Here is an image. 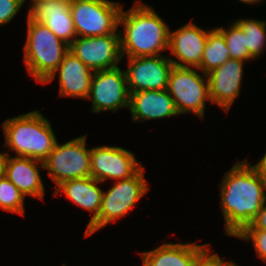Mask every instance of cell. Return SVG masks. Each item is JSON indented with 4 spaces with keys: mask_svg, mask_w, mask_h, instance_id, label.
Returning <instances> with one entry per match:
<instances>
[{
    "mask_svg": "<svg viewBox=\"0 0 266 266\" xmlns=\"http://www.w3.org/2000/svg\"><path fill=\"white\" fill-rule=\"evenodd\" d=\"M233 165L222 179L220 196L226 234L235 237L252 223L266 201V180L246 161Z\"/></svg>",
    "mask_w": 266,
    "mask_h": 266,
    "instance_id": "6da1fadb",
    "label": "cell"
},
{
    "mask_svg": "<svg viewBox=\"0 0 266 266\" xmlns=\"http://www.w3.org/2000/svg\"><path fill=\"white\" fill-rule=\"evenodd\" d=\"M127 12L121 9L119 24H123L121 33L122 58L140 56H160L161 51L169 48V27L154 12L152 7L137 3Z\"/></svg>",
    "mask_w": 266,
    "mask_h": 266,
    "instance_id": "7a4b0ae2",
    "label": "cell"
},
{
    "mask_svg": "<svg viewBox=\"0 0 266 266\" xmlns=\"http://www.w3.org/2000/svg\"><path fill=\"white\" fill-rule=\"evenodd\" d=\"M2 125L5 146L17 157L43 162L57 143L50 122L37 110L8 118Z\"/></svg>",
    "mask_w": 266,
    "mask_h": 266,
    "instance_id": "3957f363",
    "label": "cell"
},
{
    "mask_svg": "<svg viewBox=\"0 0 266 266\" xmlns=\"http://www.w3.org/2000/svg\"><path fill=\"white\" fill-rule=\"evenodd\" d=\"M27 40L24 61L28 72L37 82L44 83L57 69L69 45L47 26L27 18Z\"/></svg>",
    "mask_w": 266,
    "mask_h": 266,
    "instance_id": "277c9868",
    "label": "cell"
},
{
    "mask_svg": "<svg viewBox=\"0 0 266 266\" xmlns=\"http://www.w3.org/2000/svg\"><path fill=\"white\" fill-rule=\"evenodd\" d=\"M147 191L148 186L144 179L143 168L134 176L116 182L108 192H103L99 216L86 228L85 236L125 216Z\"/></svg>",
    "mask_w": 266,
    "mask_h": 266,
    "instance_id": "5b68a950",
    "label": "cell"
},
{
    "mask_svg": "<svg viewBox=\"0 0 266 266\" xmlns=\"http://www.w3.org/2000/svg\"><path fill=\"white\" fill-rule=\"evenodd\" d=\"M122 7L109 0H71L70 11L77 36L116 34Z\"/></svg>",
    "mask_w": 266,
    "mask_h": 266,
    "instance_id": "8992f818",
    "label": "cell"
},
{
    "mask_svg": "<svg viewBox=\"0 0 266 266\" xmlns=\"http://www.w3.org/2000/svg\"><path fill=\"white\" fill-rule=\"evenodd\" d=\"M43 164L57 186L67 180L91 176V149L86 148V137L62 145L57 142Z\"/></svg>",
    "mask_w": 266,
    "mask_h": 266,
    "instance_id": "52a82bcc",
    "label": "cell"
},
{
    "mask_svg": "<svg viewBox=\"0 0 266 266\" xmlns=\"http://www.w3.org/2000/svg\"><path fill=\"white\" fill-rule=\"evenodd\" d=\"M167 90L179 114L192 112L203 117L205 102L210 101L208 78L204 80L192 68L174 66L169 75Z\"/></svg>",
    "mask_w": 266,
    "mask_h": 266,
    "instance_id": "ba28073f",
    "label": "cell"
},
{
    "mask_svg": "<svg viewBox=\"0 0 266 266\" xmlns=\"http://www.w3.org/2000/svg\"><path fill=\"white\" fill-rule=\"evenodd\" d=\"M126 85V73L120 67L94 71L87 98L92 100V110L114 112L121 107H129L130 93Z\"/></svg>",
    "mask_w": 266,
    "mask_h": 266,
    "instance_id": "9c48e42d",
    "label": "cell"
},
{
    "mask_svg": "<svg viewBox=\"0 0 266 266\" xmlns=\"http://www.w3.org/2000/svg\"><path fill=\"white\" fill-rule=\"evenodd\" d=\"M120 34L76 38L69 51L92 71L112 69L122 59Z\"/></svg>",
    "mask_w": 266,
    "mask_h": 266,
    "instance_id": "30bf717a",
    "label": "cell"
},
{
    "mask_svg": "<svg viewBox=\"0 0 266 266\" xmlns=\"http://www.w3.org/2000/svg\"><path fill=\"white\" fill-rule=\"evenodd\" d=\"M162 56L128 58L129 68L125 73L129 93L167 89L174 64L171 59Z\"/></svg>",
    "mask_w": 266,
    "mask_h": 266,
    "instance_id": "8fae6325",
    "label": "cell"
},
{
    "mask_svg": "<svg viewBox=\"0 0 266 266\" xmlns=\"http://www.w3.org/2000/svg\"><path fill=\"white\" fill-rule=\"evenodd\" d=\"M141 168L134 154L127 149L114 146L91 148V177L100 182L109 178H130Z\"/></svg>",
    "mask_w": 266,
    "mask_h": 266,
    "instance_id": "7c38bea8",
    "label": "cell"
},
{
    "mask_svg": "<svg viewBox=\"0 0 266 266\" xmlns=\"http://www.w3.org/2000/svg\"><path fill=\"white\" fill-rule=\"evenodd\" d=\"M32 3L27 16L29 20L43 23L68 45L74 40L71 38H77L70 11L71 0H35Z\"/></svg>",
    "mask_w": 266,
    "mask_h": 266,
    "instance_id": "4fadbf2b",
    "label": "cell"
},
{
    "mask_svg": "<svg viewBox=\"0 0 266 266\" xmlns=\"http://www.w3.org/2000/svg\"><path fill=\"white\" fill-rule=\"evenodd\" d=\"M208 33L191 22L172 33L169 31L168 49L181 62L171 59L174 66L200 69Z\"/></svg>",
    "mask_w": 266,
    "mask_h": 266,
    "instance_id": "5bb4252c",
    "label": "cell"
},
{
    "mask_svg": "<svg viewBox=\"0 0 266 266\" xmlns=\"http://www.w3.org/2000/svg\"><path fill=\"white\" fill-rule=\"evenodd\" d=\"M243 62L229 59L220 67L210 71L208 77L210 102L218 104L225 111L238 97L243 74Z\"/></svg>",
    "mask_w": 266,
    "mask_h": 266,
    "instance_id": "9a60e30c",
    "label": "cell"
},
{
    "mask_svg": "<svg viewBox=\"0 0 266 266\" xmlns=\"http://www.w3.org/2000/svg\"><path fill=\"white\" fill-rule=\"evenodd\" d=\"M59 71L60 96L88 98L93 72L72 52L68 51L55 72L43 83L51 82Z\"/></svg>",
    "mask_w": 266,
    "mask_h": 266,
    "instance_id": "2e32d148",
    "label": "cell"
},
{
    "mask_svg": "<svg viewBox=\"0 0 266 266\" xmlns=\"http://www.w3.org/2000/svg\"><path fill=\"white\" fill-rule=\"evenodd\" d=\"M207 245L162 244L154 250L140 253L142 266H196L197 262L210 250Z\"/></svg>",
    "mask_w": 266,
    "mask_h": 266,
    "instance_id": "e0dca14e",
    "label": "cell"
},
{
    "mask_svg": "<svg viewBox=\"0 0 266 266\" xmlns=\"http://www.w3.org/2000/svg\"><path fill=\"white\" fill-rule=\"evenodd\" d=\"M129 109L133 121L143 122L179 115L168 90H145L130 93Z\"/></svg>",
    "mask_w": 266,
    "mask_h": 266,
    "instance_id": "ac0fdd59",
    "label": "cell"
},
{
    "mask_svg": "<svg viewBox=\"0 0 266 266\" xmlns=\"http://www.w3.org/2000/svg\"><path fill=\"white\" fill-rule=\"evenodd\" d=\"M9 154L5 164L7 177L25 196L30 195L42 199L45 193L44 185L39 174L37 162L44 169L42 161L27 157H12Z\"/></svg>",
    "mask_w": 266,
    "mask_h": 266,
    "instance_id": "d6986e66",
    "label": "cell"
},
{
    "mask_svg": "<svg viewBox=\"0 0 266 266\" xmlns=\"http://www.w3.org/2000/svg\"><path fill=\"white\" fill-rule=\"evenodd\" d=\"M98 183L101 182L91 176L71 179L58 185L54 192V194L57 195L60 191H63L66 197L75 204L88 211H93V215L87 224V228L98 218L101 208L103 191L96 185Z\"/></svg>",
    "mask_w": 266,
    "mask_h": 266,
    "instance_id": "ffe728a7",
    "label": "cell"
},
{
    "mask_svg": "<svg viewBox=\"0 0 266 266\" xmlns=\"http://www.w3.org/2000/svg\"><path fill=\"white\" fill-rule=\"evenodd\" d=\"M229 59V50L223 34L217 28L212 29L208 33L200 64L203 76L220 67Z\"/></svg>",
    "mask_w": 266,
    "mask_h": 266,
    "instance_id": "44dd1931",
    "label": "cell"
},
{
    "mask_svg": "<svg viewBox=\"0 0 266 266\" xmlns=\"http://www.w3.org/2000/svg\"><path fill=\"white\" fill-rule=\"evenodd\" d=\"M235 23L245 35L246 46L250 57L255 59L264 50L266 45V22L253 19H241Z\"/></svg>",
    "mask_w": 266,
    "mask_h": 266,
    "instance_id": "7402d4cb",
    "label": "cell"
},
{
    "mask_svg": "<svg viewBox=\"0 0 266 266\" xmlns=\"http://www.w3.org/2000/svg\"><path fill=\"white\" fill-rule=\"evenodd\" d=\"M217 29L223 34L225 38L229 50L230 59L241 61L252 59L248 53L245 35L242 29L236 23H233L228 30L223 27Z\"/></svg>",
    "mask_w": 266,
    "mask_h": 266,
    "instance_id": "603a6c76",
    "label": "cell"
},
{
    "mask_svg": "<svg viewBox=\"0 0 266 266\" xmlns=\"http://www.w3.org/2000/svg\"><path fill=\"white\" fill-rule=\"evenodd\" d=\"M24 195L7 178H0V208L3 210L24 214Z\"/></svg>",
    "mask_w": 266,
    "mask_h": 266,
    "instance_id": "cb8c5ba5",
    "label": "cell"
},
{
    "mask_svg": "<svg viewBox=\"0 0 266 266\" xmlns=\"http://www.w3.org/2000/svg\"><path fill=\"white\" fill-rule=\"evenodd\" d=\"M246 242L253 241L258 258L266 262V231L265 230H242L237 236Z\"/></svg>",
    "mask_w": 266,
    "mask_h": 266,
    "instance_id": "d4e9b609",
    "label": "cell"
},
{
    "mask_svg": "<svg viewBox=\"0 0 266 266\" xmlns=\"http://www.w3.org/2000/svg\"><path fill=\"white\" fill-rule=\"evenodd\" d=\"M24 2L25 0H0V25L10 22Z\"/></svg>",
    "mask_w": 266,
    "mask_h": 266,
    "instance_id": "484cf974",
    "label": "cell"
},
{
    "mask_svg": "<svg viewBox=\"0 0 266 266\" xmlns=\"http://www.w3.org/2000/svg\"><path fill=\"white\" fill-rule=\"evenodd\" d=\"M209 251L197 262L196 266H236V263L225 262L217 254L208 255Z\"/></svg>",
    "mask_w": 266,
    "mask_h": 266,
    "instance_id": "4316f807",
    "label": "cell"
},
{
    "mask_svg": "<svg viewBox=\"0 0 266 266\" xmlns=\"http://www.w3.org/2000/svg\"><path fill=\"white\" fill-rule=\"evenodd\" d=\"M266 203L264 202L262 208L253 219L252 223L246 226L243 230H265L266 231Z\"/></svg>",
    "mask_w": 266,
    "mask_h": 266,
    "instance_id": "83f0119b",
    "label": "cell"
},
{
    "mask_svg": "<svg viewBox=\"0 0 266 266\" xmlns=\"http://www.w3.org/2000/svg\"><path fill=\"white\" fill-rule=\"evenodd\" d=\"M252 167L266 180V153L263 158H261V160L255 165H252Z\"/></svg>",
    "mask_w": 266,
    "mask_h": 266,
    "instance_id": "f1b7e54d",
    "label": "cell"
},
{
    "mask_svg": "<svg viewBox=\"0 0 266 266\" xmlns=\"http://www.w3.org/2000/svg\"><path fill=\"white\" fill-rule=\"evenodd\" d=\"M8 154L6 153H0V178L5 176V164L7 160Z\"/></svg>",
    "mask_w": 266,
    "mask_h": 266,
    "instance_id": "f546056e",
    "label": "cell"
},
{
    "mask_svg": "<svg viewBox=\"0 0 266 266\" xmlns=\"http://www.w3.org/2000/svg\"><path fill=\"white\" fill-rule=\"evenodd\" d=\"M240 1H242V2H244V3H246V4H252V3H256V2H260V1H262V0H240Z\"/></svg>",
    "mask_w": 266,
    "mask_h": 266,
    "instance_id": "4dcf8cb0",
    "label": "cell"
}]
</instances>
